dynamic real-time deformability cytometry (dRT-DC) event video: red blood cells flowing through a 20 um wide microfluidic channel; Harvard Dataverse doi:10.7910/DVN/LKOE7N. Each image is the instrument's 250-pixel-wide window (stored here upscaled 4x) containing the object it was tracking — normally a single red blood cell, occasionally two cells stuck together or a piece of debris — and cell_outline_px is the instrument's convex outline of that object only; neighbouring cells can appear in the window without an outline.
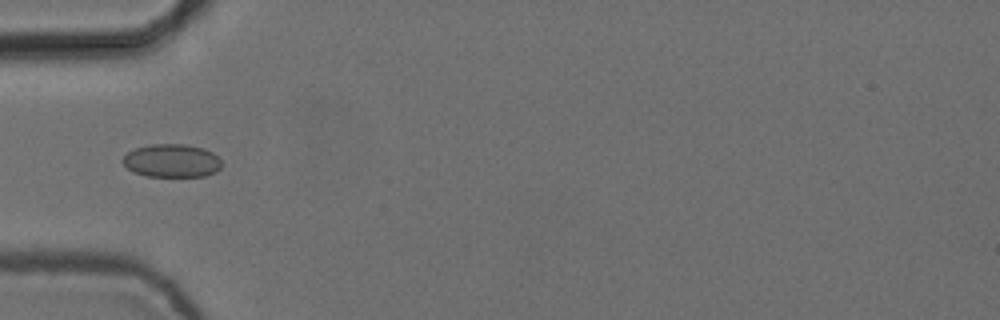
{"species": "common noctule bat (a hibernating species)", "species_latin": "Nyctalus noctula", "temperature_condition": "cold", "stored_images_in_passage": 4, "camera_frame_rate_fps": 3000, "um_per_image_px": 0.085, "animal": {"sex": "female", "body_mass_g": 24.6, "forearm_length_mm": 56.2}, "frame": {"image": 1, "passage_image": 4, "time_ms": 1.0, "image_size_px": [1000, 320], "cell_outline_px": [[220, 168], [216, 172], [204, 176], [148, 176], [132, 172], [120, 160], [128, 152], [136, 148], [152, 144], [184, 144], [204, 148], [212, 152], [220, 160]], "centroid_in_image_um": [14.58, 13.66], "position_along_channel_um": 70.4, "area_um2": 19.07}}